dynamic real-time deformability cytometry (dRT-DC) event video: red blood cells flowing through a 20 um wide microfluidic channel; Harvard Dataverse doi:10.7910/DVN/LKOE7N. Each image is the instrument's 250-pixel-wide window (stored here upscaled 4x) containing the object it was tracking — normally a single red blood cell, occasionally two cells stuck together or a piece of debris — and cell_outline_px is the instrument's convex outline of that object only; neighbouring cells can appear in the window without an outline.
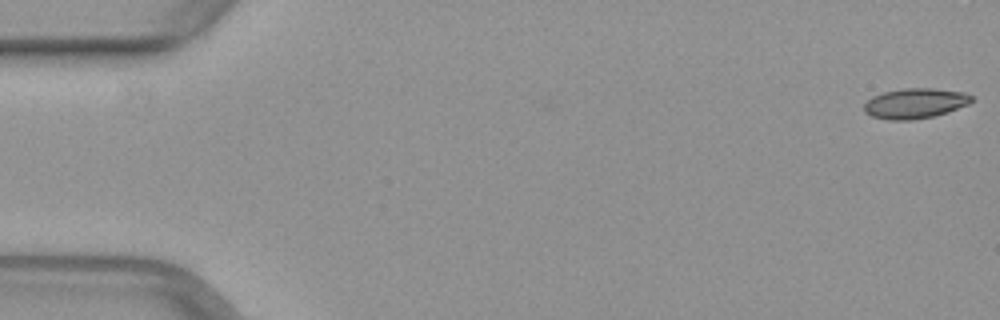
{"species": "common noctule bat (a hibernating species)", "species_latin": "Nyctalus noctula", "temperature_condition": "warm", "stored_images_in_passage": 51, "camera_frame_rate_fps": 3000, "um_per_image_px": 0.085, "animal": {"sex": "female", "body_mass_g": 29.2, "forearm_length_mm": 56.3}, "frame": {"image": 1, "passage_image": 1, "time_ms": 0.0, "image_size_px": [1000, 320], "cell_outline_px": [[972, 100], [968, 104], [948, 112], [932, 116], [912, 120], [888, 120], [872, 116], [864, 112], [864, 104], [872, 96], [884, 92], [904, 88], [932, 88], [964, 92], [972, 96]], "centroid_in_image_um": [77.76, 8.78], "position_along_channel_um": 7.2, "area_um2": 18.84}}
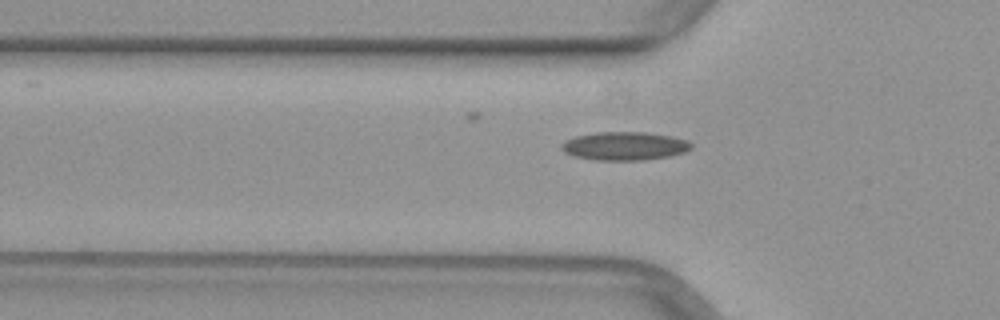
{"frame": {"image": 2, "passage_image": 17, "time_ms": 5.333, "image_size_px": [1000, 320], "cell_outline_px": [[692, 148], [684, 152], [668, 156], [644, 160], [596, 160], [572, 156], [564, 152], [560, 148], [560, 144], [564, 140], [576, 136], [596, 132], [648, 132], [672, 136], [688, 140], [692, 144]], "centroid_in_image_um": [53.06, 12.4], "position_along_channel_um": 72.7, "area_um2": 21.68}}
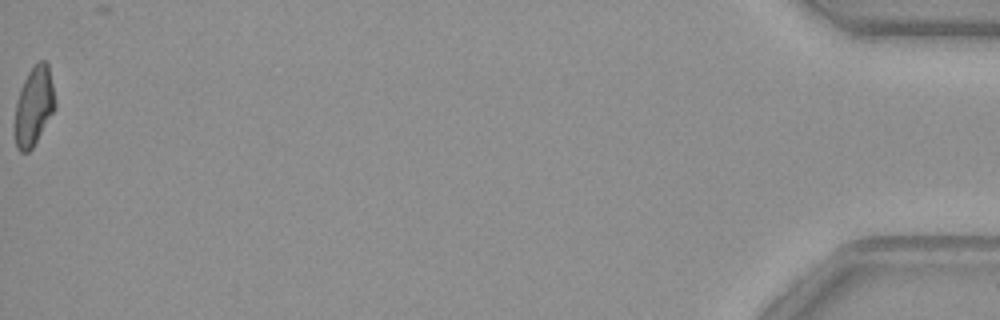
{"frame": {"image": 3, "passage_image": 51, "time_ms": 16.667, "image_size_px": [1000, 320], "cell_outline_px": [[56, 108], [32, 148], [28, 152], [20, 152], [16, 148], [16, 104], [20, 88], [28, 72], [40, 60], [44, 60], [48, 64], [56, 100]], "centroid_in_image_um": [2.91, 9.01], "position_along_channel_um": 432.3, "area_um2": 18.26}}